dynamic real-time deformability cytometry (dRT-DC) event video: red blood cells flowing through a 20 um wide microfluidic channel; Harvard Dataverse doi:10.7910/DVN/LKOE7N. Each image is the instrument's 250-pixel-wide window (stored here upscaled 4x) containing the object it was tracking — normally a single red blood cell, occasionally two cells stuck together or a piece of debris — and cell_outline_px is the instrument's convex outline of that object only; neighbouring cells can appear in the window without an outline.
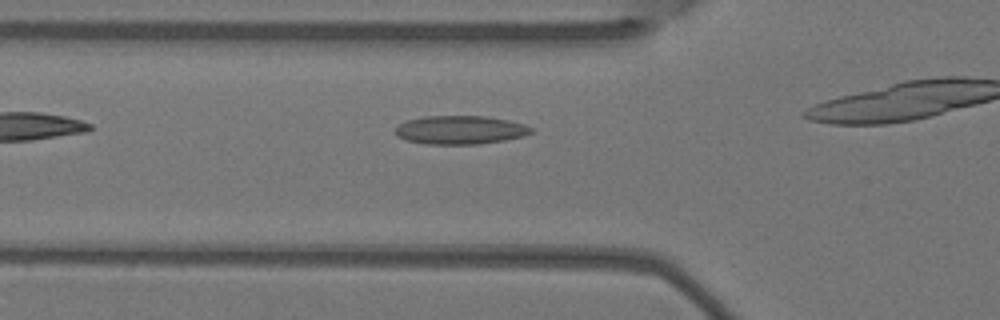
{"species": "Egyptian fruit bat (a non-hibernating species)", "species_latin": "Rousettus aegyptiacus", "temperature_condition": "warm", "stored_images_in_passage": 7, "camera_frame_rate_fps": 3000, "um_per_image_px": 0.085, "animal": {"sex": "female"}, "frame": {"image": 1, "passage_image": 6, "time_ms": 1.667, "image_size_px": [1000, 320], "cell_outline_px": [[532, 132], [524, 136], [504, 140], [480, 144], [424, 144], [404, 140], [396, 136], [396, 124], [408, 120], [424, 116], [484, 116], [508, 120], [524, 124], [532, 128]], "centroid_in_image_um": [39.08, 11.05], "position_along_channel_um": 86.7, "area_um2": 22.72}}